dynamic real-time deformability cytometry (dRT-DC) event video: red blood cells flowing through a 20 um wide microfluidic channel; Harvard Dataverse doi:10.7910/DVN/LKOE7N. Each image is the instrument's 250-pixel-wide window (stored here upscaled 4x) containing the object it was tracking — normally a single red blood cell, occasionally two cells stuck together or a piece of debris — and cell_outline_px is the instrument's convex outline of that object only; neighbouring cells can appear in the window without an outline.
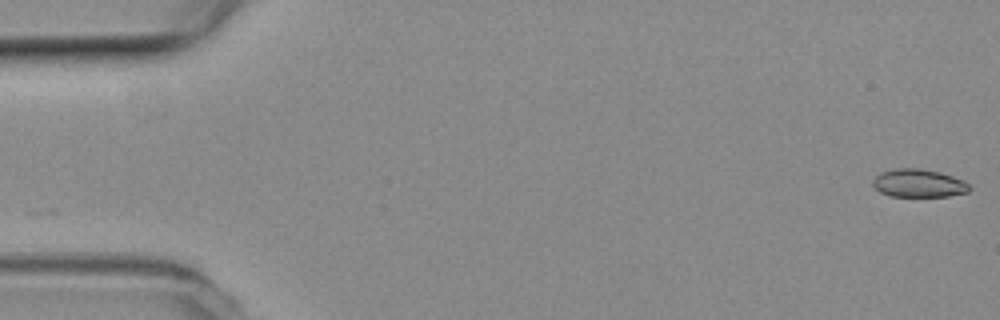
{"species": "common noctule bat (a hibernating species)", "species_latin": "Nyctalus noctula", "temperature_condition": "room temperature", "stored_images_in_passage": 9, "camera_frame_rate_fps": 3000, "um_per_image_px": 0.085, "animal": {"sex": "female", "body_mass_g": 19.3, "forearm_length_mm": 54.1}, "frame": {"image": 1, "passage_image": 1, "time_ms": 0.0, "image_size_px": [1000, 320], "cell_outline_px": [[968, 192], [948, 196], [888, 196], [880, 192], [872, 184], [872, 180], [880, 172], [900, 168], [916, 168], [940, 172], [964, 180], [968, 184]], "centroid_in_image_um": [78.06, 15.57], "position_along_channel_um": 6.9, "area_um2": 15.66}}